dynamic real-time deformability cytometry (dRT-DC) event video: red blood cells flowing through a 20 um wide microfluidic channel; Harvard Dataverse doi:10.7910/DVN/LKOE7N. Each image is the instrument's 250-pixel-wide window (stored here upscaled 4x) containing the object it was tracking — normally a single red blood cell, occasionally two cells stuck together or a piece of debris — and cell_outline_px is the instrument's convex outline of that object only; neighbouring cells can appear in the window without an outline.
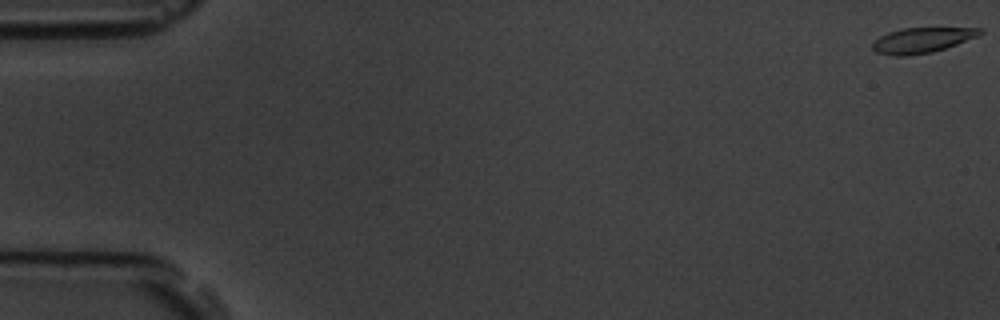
{"species": "common noctule bat (a hibernating species)", "species_latin": "Nyctalus noctula", "temperature_condition": "room temperature", "stored_images_in_passage": 16, "camera_frame_rate_fps": 3000, "um_per_image_px": 0.085, "animal": {"sex": "male", "body_mass_g": 19.5, "forearm_length_mm": 54.6}, "frame": {"image": 1, "passage_image": 1, "time_ms": 0.0, "image_size_px": [1000, 320], "cell_outline_px": [[984, 32], [976, 36], [956, 44], [932, 52], [904, 56], [896, 56], [876, 52], [872, 48], [872, 44], [880, 36], [888, 32], [900, 28], [984, 28]], "centroid_in_image_um": [78.34, 3.41], "position_along_channel_um": 6.7, "area_um2": 15.61}}
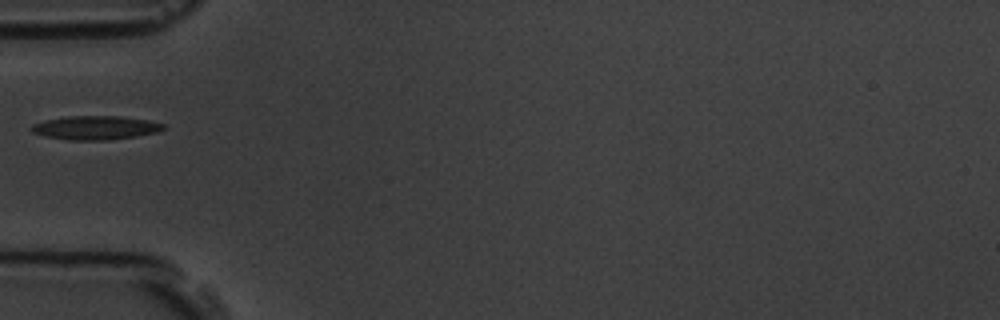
{"frame": {"image": 2, "passage_image": 6, "time_ms": 6.333, "image_size_px": [1000, 320], "cell_outline_px": [[164, 128], [156, 132], [136, 136], [108, 140], [68, 140], [44, 136], [32, 132], [28, 128], [32, 124], [44, 120], [64, 116], [120, 116], [148, 120], [164, 124]], "centroid_in_image_um": [8.04, 10.85], "position_along_channel_um": 77.0, "area_um2": 18.38}}
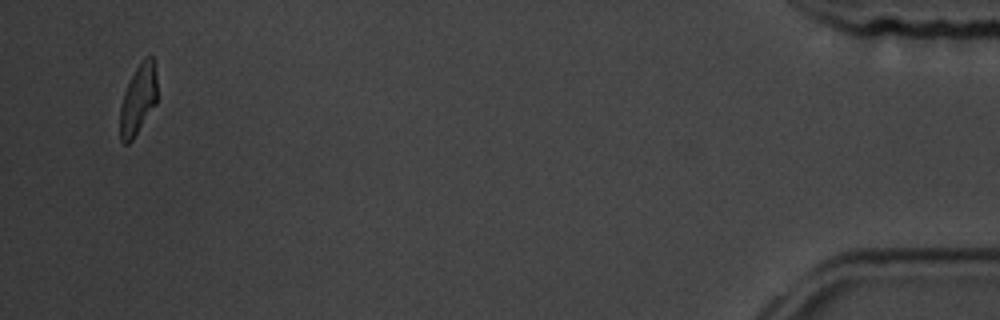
{"frame": {"image": 3, "passage_image": 16, "time_ms": 18.333, "image_size_px": [1000, 320], "cell_outline_px": [[156, 104], [132, 140], [128, 144], [124, 144], [120, 140], [120, 108], [124, 92], [136, 68], [144, 56], [152, 56], [156, 60]], "centroid_in_image_um": [11.75, 8.43], "position_along_channel_um": 423.4, "area_um2": 15.2}, "authors_computed_cell_mechanics": {"area_um2": 17.0799, "velocity_mm_per_s": 3.5772, "shape_relaxation_time_tau1_ms": 5.7374, "shape_relaxation_time_tau2_ms": 1.9349, "deformation_change_tau1": 0.175, "deformation_change_tau2": 0.083}}